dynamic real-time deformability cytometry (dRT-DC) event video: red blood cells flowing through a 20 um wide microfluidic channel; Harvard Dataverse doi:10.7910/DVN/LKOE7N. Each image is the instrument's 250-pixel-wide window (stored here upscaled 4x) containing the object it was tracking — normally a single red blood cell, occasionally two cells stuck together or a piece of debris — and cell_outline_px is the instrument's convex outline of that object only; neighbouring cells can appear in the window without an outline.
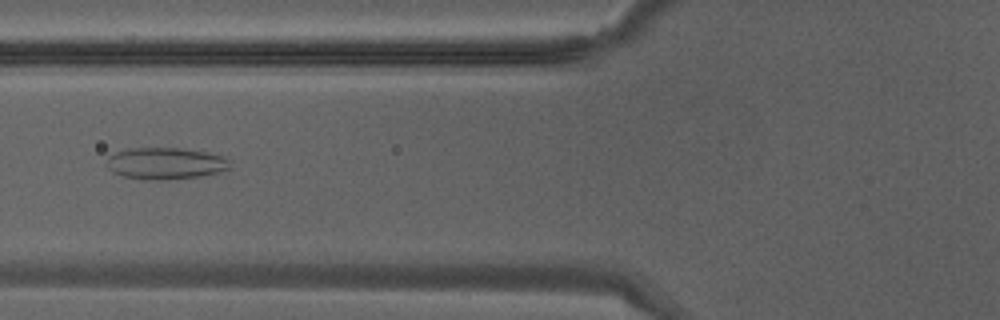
{"species": "Egyptian fruit bat (a non-hibernating species)", "species_latin": "Rousettus aegyptiacus", "temperature_condition": "warm", "stored_images_in_passage": 29, "camera_frame_rate_fps": 3000, "um_per_image_px": 0.085, "animal": {"sex": "male"}, "frame": {"image": 1, "passage_image": 5, "time_ms": 1.333, "image_size_px": [1000, 320], "cell_outline_px": [[228, 168], [220, 172], [204, 176], [168, 180], [140, 180], [124, 176], [112, 172], [108, 168], [108, 156], [116, 152], [132, 148], [176, 148], [208, 152], [220, 156], [228, 160]], "centroid_in_image_um": [14.04, 13.91], "position_along_channel_um": 111.8, "area_um2": 22.77}}